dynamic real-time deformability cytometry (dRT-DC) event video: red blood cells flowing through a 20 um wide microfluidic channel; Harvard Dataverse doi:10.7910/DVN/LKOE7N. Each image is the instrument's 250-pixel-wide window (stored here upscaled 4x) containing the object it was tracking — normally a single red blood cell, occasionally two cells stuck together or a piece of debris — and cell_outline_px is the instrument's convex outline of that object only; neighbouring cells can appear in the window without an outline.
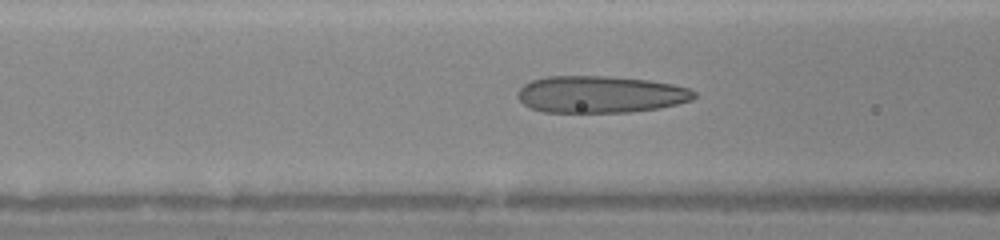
{"species": "human", "species_latin": "Homo sapiens", "temperature_condition": "warm", "stored_images_in_passage": 46, "camera_frame_rate_fps": 3000, "um_per_image_px": 0.085, "donor": {"sex": "female"}, "frame": {"image": 1, "passage_image": 19, "time_ms": 6.0, "image_size_px": [1000, 240], "cell_outline_px": [[696, 96], [692, 100], [660, 108], [632, 112], [544, 112], [532, 108], [524, 104], [516, 96], [520, 88], [524, 84], [532, 80], [548, 76], [608, 76], [648, 80], [672, 84], [688, 88], [696, 92]], "centroid_in_image_um": [51.04, 8.02], "position_along_channel_um": 115.6, "area_um2": 38.03}}
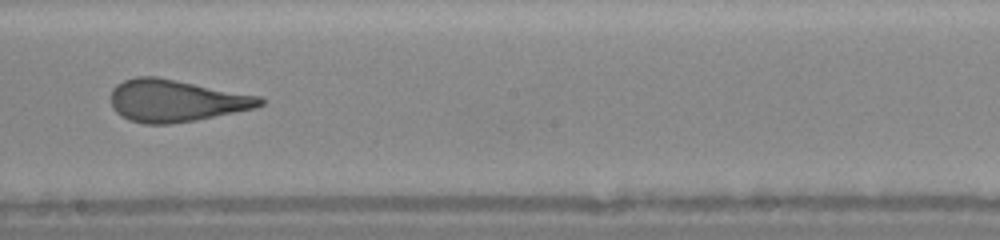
{"frame": {"image": 2, "passage_image": 27, "time_ms": 8.667, "image_size_px": [1000, 240], "cell_outline_px": [[264, 104], [256, 108], [196, 120], [168, 124], [144, 124], [128, 120], [120, 116], [112, 108], [112, 88], [116, 84], [124, 80], [136, 76], [156, 76], [260, 96], [264, 100]], "centroid_in_image_um": [14.93, 8.56], "position_along_channel_um": 233.3, "area_um2": 36.7}}
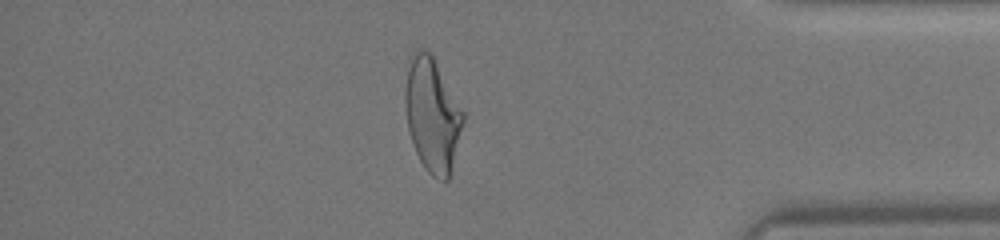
{"frame": {"image": 3, "passage_image": 40, "time_ms": 13.0, "image_size_px": [1000, 240], "cell_outline_px": [[464, 120], [448, 180], [440, 180], [432, 176], [424, 168], [416, 152], [408, 128], [404, 100], [404, 96], [408, 68], [412, 52], [420, 48], [428, 52], [432, 56], [464, 112]], "centroid_in_image_um": [36.73, 9.77], "position_along_channel_um": 398.5, "area_um2": 37.74}}